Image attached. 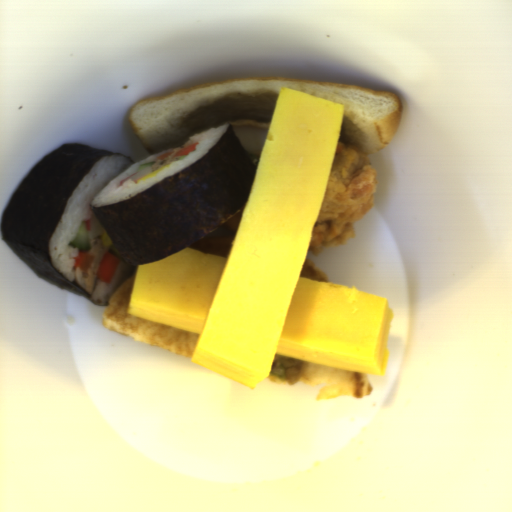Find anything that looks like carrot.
Wrapping results in <instances>:
<instances>
[{
    "mask_svg": "<svg viewBox=\"0 0 512 512\" xmlns=\"http://www.w3.org/2000/svg\"><path fill=\"white\" fill-rule=\"evenodd\" d=\"M120 262L121 260L118 257L109 253V251H105L97 270L96 276L98 279L109 286L116 274Z\"/></svg>",
    "mask_w": 512,
    "mask_h": 512,
    "instance_id": "b8716197",
    "label": "carrot"
},
{
    "mask_svg": "<svg viewBox=\"0 0 512 512\" xmlns=\"http://www.w3.org/2000/svg\"><path fill=\"white\" fill-rule=\"evenodd\" d=\"M94 256L91 255L87 250H79L78 256L74 257L73 268L77 270V268L82 271H89L90 265L93 261Z\"/></svg>",
    "mask_w": 512,
    "mask_h": 512,
    "instance_id": "cead05ca",
    "label": "carrot"
},
{
    "mask_svg": "<svg viewBox=\"0 0 512 512\" xmlns=\"http://www.w3.org/2000/svg\"><path fill=\"white\" fill-rule=\"evenodd\" d=\"M172 154V151L171 152H168V153H165V154H161L160 156H158L156 159L158 160H164L165 158L167 157H170Z\"/></svg>",
    "mask_w": 512,
    "mask_h": 512,
    "instance_id": "07d2c1c8",
    "label": "carrot"
},
{
    "mask_svg": "<svg viewBox=\"0 0 512 512\" xmlns=\"http://www.w3.org/2000/svg\"><path fill=\"white\" fill-rule=\"evenodd\" d=\"M198 144H199V141L194 143V144H190L188 146H185L184 148H182L179 151H177L174 156H177V157L187 156L191 152L195 151V149L198 146Z\"/></svg>",
    "mask_w": 512,
    "mask_h": 512,
    "instance_id": "1c9b5961",
    "label": "carrot"
}]
</instances>
